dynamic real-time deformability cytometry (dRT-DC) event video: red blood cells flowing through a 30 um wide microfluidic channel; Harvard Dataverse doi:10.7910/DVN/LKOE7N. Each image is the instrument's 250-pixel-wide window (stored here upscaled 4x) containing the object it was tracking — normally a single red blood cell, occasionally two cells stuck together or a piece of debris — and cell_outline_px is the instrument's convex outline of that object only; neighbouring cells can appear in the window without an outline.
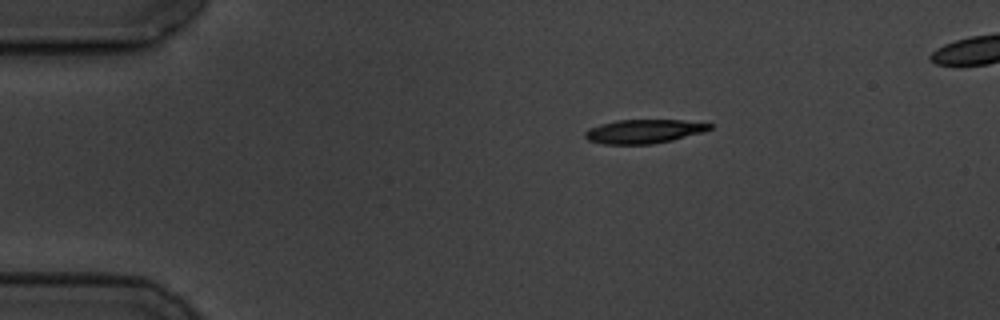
{"species": "common noctule bat (a hibernating species)", "species_latin": "Nyctalus noctula", "temperature_condition": "cold", "stored_images_in_passage": 5, "camera_frame_rate_fps": 3000, "um_per_image_px": 0.085, "animal": {"sex": "male", "body_mass_g": 19.5, "forearm_length_mm": 54.6}, "frame": {"image": 1, "passage_image": 5, "time_ms": 5.667, "image_size_px": [1000, 320], "cell_outline_px": [[712, 128], [704, 132], [672, 140], [652, 144], [604, 144], [588, 140], [584, 136], [584, 132], [588, 128], [600, 124], [616, 120], [684, 120], [712, 124]], "centroid_in_image_um": [54.71, 11.16], "position_along_channel_um": 30.3, "area_um2": 17.4}}